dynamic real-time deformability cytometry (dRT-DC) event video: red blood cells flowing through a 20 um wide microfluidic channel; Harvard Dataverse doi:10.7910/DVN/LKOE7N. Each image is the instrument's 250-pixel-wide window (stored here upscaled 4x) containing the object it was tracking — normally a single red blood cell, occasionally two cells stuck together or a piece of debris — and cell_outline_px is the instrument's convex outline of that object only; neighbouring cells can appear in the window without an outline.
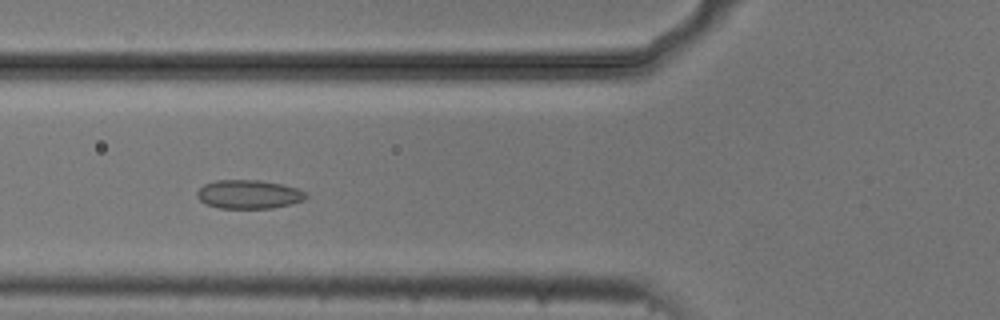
{"species": "common noctule bat (a hibernating species)", "species_latin": "Nyctalus noctula", "temperature_condition": "cold", "stored_images_in_passage": 9, "camera_frame_rate_fps": 3000, "um_per_image_px": 0.085, "animal": {"sex": "male", "body_mass_g": 20.5, "forearm_length_mm": 52.5}, "frame": {"image": 1, "passage_image": 7, "time_ms": 2.0, "image_size_px": [1000, 320], "cell_outline_px": [[308, 196], [304, 200], [292, 204], [272, 208], [220, 208], [208, 204], [200, 200], [196, 196], [196, 192], [204, 184], [216, 180], [260, 180], [280, 184], [296, 188], [304, 192]], "centroid_in_image_um": [21.14, 16.52], "position_along_channel_um": 104.7, "area_um2": 18.15}}
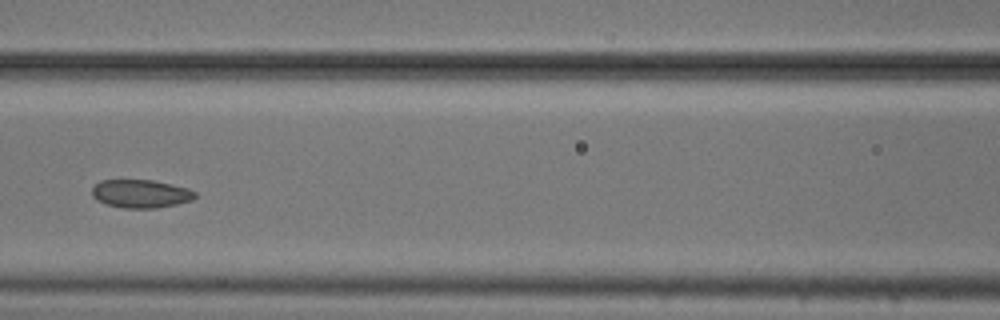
{"frame": {"image": 2, "passage_image": 8, "time_ms": 2.333, "image_size_px": [1000, 320], "cell_outline_px": [[196, 196], [192, 200], [176, 204], [156, 208], [124, 208], [104, 204], [96, 200], [92, 196], [92, 188], [100, 180], [152, 180], [172, 184], [188, 188], [196, 192]], "centroid_in_image_um": [11.95, 16.47], "position_along_channel_um": 154.7, "area_um2": 17.05}}
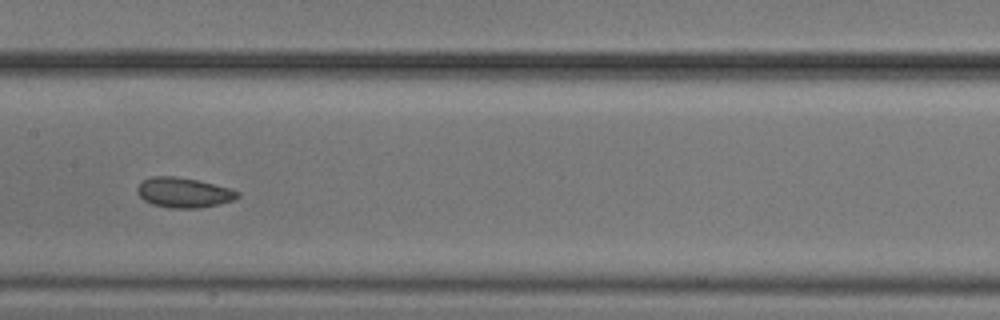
{"frame": {"image": 3, "passage_image": 9, "time_ms": 2.667, "image_size_px": [1000, 320], "cell_outline_px": [[240, 196], [232, 200], [216, 204], [196, 208], [172, 208], [152, 204], [144, 200], [136, 192], [136, 188], [144, 180], [152, 176], [176, 176], [200, 180], [232, 188], [240, 192]], "centroid_in_image_um": [15.63, 16.35], "position_along_channel_um": 191.8, "area_um2": 17.57}}